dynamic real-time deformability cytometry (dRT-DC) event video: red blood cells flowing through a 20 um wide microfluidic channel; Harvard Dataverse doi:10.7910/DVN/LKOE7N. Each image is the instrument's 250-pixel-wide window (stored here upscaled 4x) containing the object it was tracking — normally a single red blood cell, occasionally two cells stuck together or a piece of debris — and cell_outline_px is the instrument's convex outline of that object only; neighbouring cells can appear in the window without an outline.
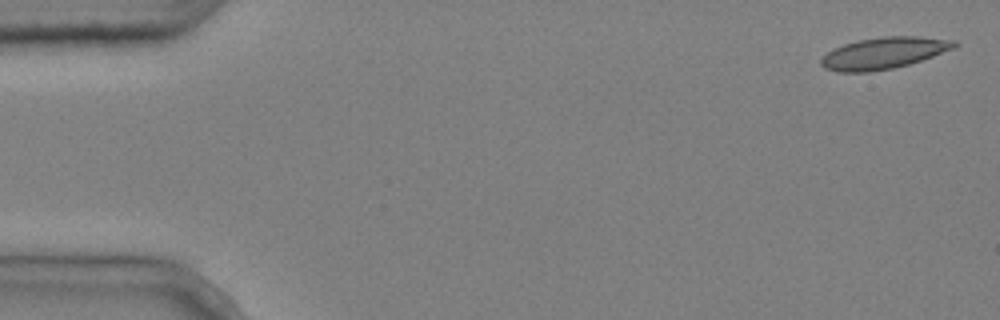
{"species": "common noctule bat (a hibernating species)", "species_latin": "Nyctalus noctula", "temperature_condition": "cold", "stored_images_in_passage": 5, "camera_frame_rate_fps": 3000, "um_per_image_px": 0.085, "animal": {"sex": "male", "body_mass_g": 20.4}, "frame": {"image": 1, "passage_image": 1, "time_ms": 0.0, "image_size_px": [1000, 320], "cell_outline_px": [[960, 44], [956, 48], [908, 64], [892, 68], [868, 72], [836, 72], [824, 68], [820, 64], [820, 60], [828, 52], [844, 44], [856, 40], [884, 36], [916, 36], [956, 40]], "centroid_in_image_um": [75.14, 4.5], "position_along_channel_um": 9.9, "area_um2": 24.51}}
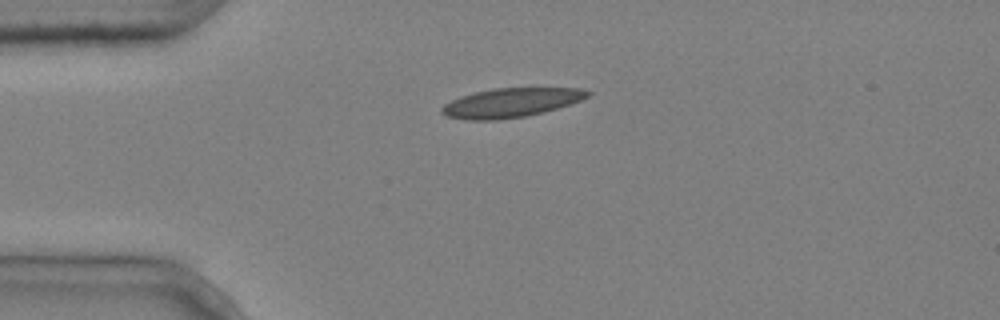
{"frame": {"image": 2, "passage_image": 4, "time_ms": 1.0, "image_size_px": [1000, 320], "cell_outline_px": [[592, 92], [588, 96], [580, 100], [544, 112], [528, 116], [496, 120], [468, 120], [444, 116], [440, 112], [440, 108], [444, 104], [460, 96], [492, 88], [580, 88]], "centroid_in_image_um": [43.38, 8.73], "position_along_channel_um": 41.6, "area_um2": 24.8}}